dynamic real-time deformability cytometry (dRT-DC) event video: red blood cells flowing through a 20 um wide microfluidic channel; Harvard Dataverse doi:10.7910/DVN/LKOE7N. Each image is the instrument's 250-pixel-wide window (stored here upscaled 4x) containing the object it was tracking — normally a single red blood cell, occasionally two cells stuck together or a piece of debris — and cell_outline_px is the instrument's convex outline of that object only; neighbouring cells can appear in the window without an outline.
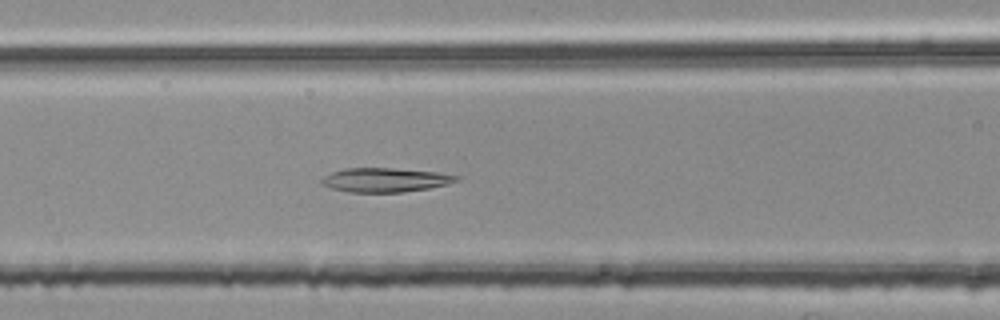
{"species": "common noctule bat (a hibernating species)", "species_latin": "Nyctalus noctula", "temperature_condition": "room temperature", "stored_images_in_passage": 46, "camera_frame_rate_fps": 3000, "um_per_image_px": 0.085, "animal": {"sex": "female", "body_mass_g": 25.1}, "frame": {"image": 1, "passage_image": 16, "time_ms": 5.0, "image_size_px": [1000, 320], "cell_outline_px": [[460, 180], [448, 184], [428, 188], [404, 192], [348, 192], [332, 188], [324, 184], [320, 180], [324, 176], [332, 172], [344, 168], [392, 168], [436, 172], [460, 176]], "centroid_in_image_um": [32.76, 15.29], "position_along_channel_um": 133.8, "area_um2": 18.84}}
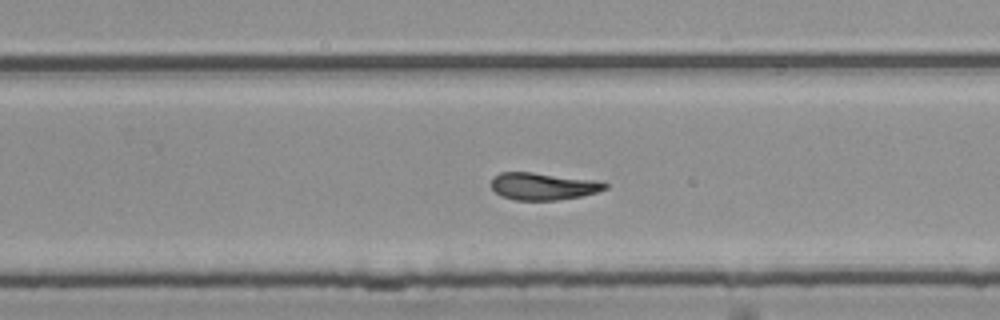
{"frame": {"image": 2, "passage_image": 28, "time_ms": 9.0, "image_size_px": [1000, 320], "cell_outline_px": [[608, 188], [596, 192], [580, 196], [556, 200], [516, 200], [500, 196], [492, 188], [492, 176], [500, 172], [532, 172], [596, 180], [608, 184]], "centroid_in_image_um": [46.14, 15.82], "position_along_channel_um": 283.7, "area_um2": 18.03}}
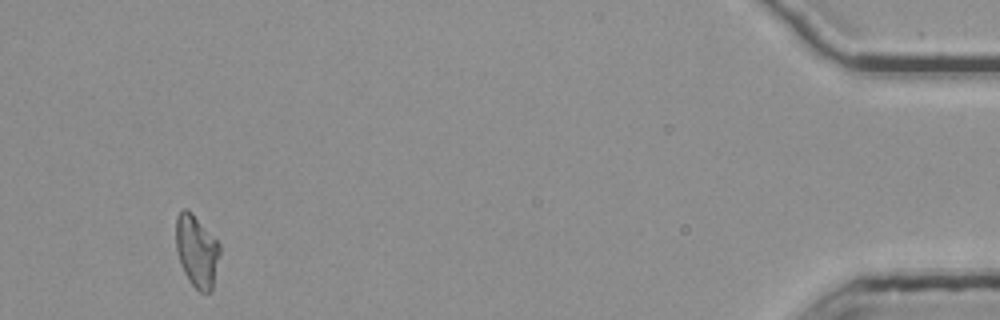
{"frame": {"image": 3, "passage_image": 45, "time_ms": 14.667, "image_size_px": [1000, 320], "cell_outline_px": [[220, 256], [212, 292], [200, 292], [192, 284], [184, 272], [180, 264], [176, 252], [176, 216], [184, 208], [192, 212], [220, 244]], "centroid_in_image_um": [16.73, 21.35], "position_along_channel_um": 418.5, "area_um2": 18.55}}